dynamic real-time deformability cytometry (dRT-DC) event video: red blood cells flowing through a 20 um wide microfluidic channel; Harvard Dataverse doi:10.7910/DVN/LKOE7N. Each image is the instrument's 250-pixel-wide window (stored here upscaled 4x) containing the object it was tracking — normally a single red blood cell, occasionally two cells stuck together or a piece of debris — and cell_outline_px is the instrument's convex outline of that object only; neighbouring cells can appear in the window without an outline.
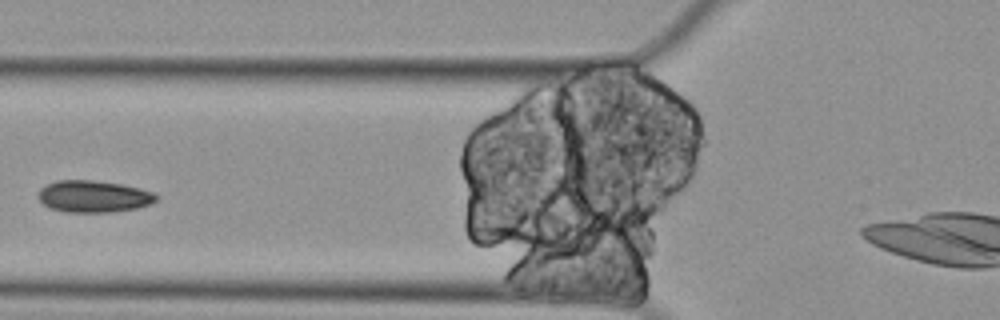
{"species": "Egyptian fruit bat (a non-hibernating species)", "species_latin": "Rousettus aegyptiacus", "temperature_condition": "cold", "stored_images_in_passage": 5, "camera_frame_rate_fps": 3000, "um_per_image_px": 0.085, "animal": {"sex": "female"}, "frame": {"image": 1, "passage_image": 5, "time_ms": 1.333, "image_size_px": [1000, 320], "cell_outline_px": [[160, 196], [152, 204], [136, 208], [112, 212], [64, 212], [52, 208], [44, 204], [36, 196], [40, 188], [56, 180], [92, 180], [120, 184], [152, 192]], "centroid_in_image_um": [7.94, 16.7], "position_along_channel_um": 117.9, "area_um2": 21.85}}